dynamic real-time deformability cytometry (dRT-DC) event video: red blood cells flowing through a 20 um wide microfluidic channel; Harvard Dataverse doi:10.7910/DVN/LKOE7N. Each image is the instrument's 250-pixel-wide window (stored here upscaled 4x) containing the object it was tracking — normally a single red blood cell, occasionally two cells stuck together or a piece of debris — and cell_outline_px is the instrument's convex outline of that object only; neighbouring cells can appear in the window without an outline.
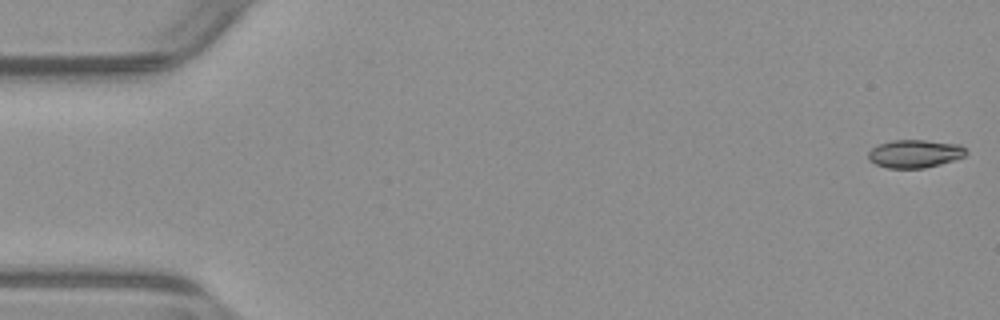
{"species": "common noctule bat (a hibernating species)", "species_latin": "Nyctalus noctula", "temperature_condition": "warm", "stored_images_in_passage": 53, "camera_frame_rate_fps": 3000, "um_per_image_px": 0.085, "animal": {"sex": "male", "body_mass_g": 23.1, "forearm_length_mm": 52.7}, "frame": {"image": 1, "passage_image": 1, "time_ms": 0.0, "image_size_px": [1000, 320], "cell_outline_px": [[968, 152], [964, 156], [940, 164], [924, 168], [888, 168], [876, 164], [868, 160], [868, 152], [872, 148], [880, 144], [892, 140], [924, 140], [960, 144]], "centroid_in_image_um": [77.75, 13.06], "position_along_channel_um": 7.3, "area_um2": 15.9}}
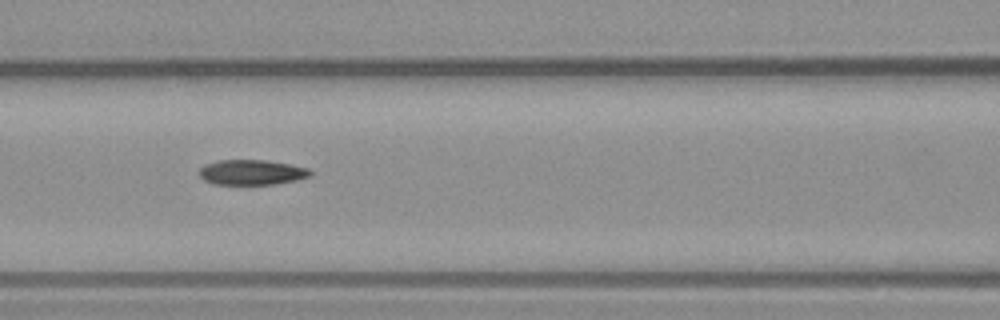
{"frame": {"image": 2, "passage_image": 23, "time_ms": 7.333, "image_size_px": [1000, 320], "cell_outline_px": [[312, 176], [296, 180], [276, 184], [216, 184], [204, 180], [200, 176], [200, 168], [216, 160], [264, 160], [292, 164], [308, 168], [312, 172]], "centroid_in_image_um": [21.45, 14.64], "position_along_channel_um": 145.2, "area_um2": 16.24}}
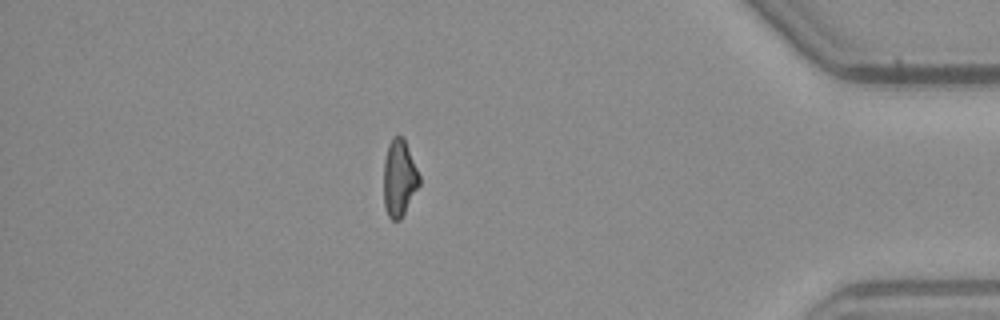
{"frame": {"image": 3, "passage_image": 46, "time_ms": 15.0, "image_size_px": [1000, 320], "cell_outline_px": [[420, 184], [400, 220], [392, 220], [388, 216], [384, 204], [384, 160], [388, 144], [392, 136], [404, 136], [420, 176]], "centroid_in_image_um": [33.93, 15.11], "position_along_channel_um": 401.3, "area_um2": 16.01}, "authors_computed_cell_mechanics": {"area_um2": 16.5308, "velocity_mm_per_s": 3.9203, "shape_relaxation_time_tau1_ms": 4.9889, "shape_relaxation_time_tau2_ms": 3.5129, "deformation_change_tau1": 0.1485, "deformation_change_tau2": 0.101}}